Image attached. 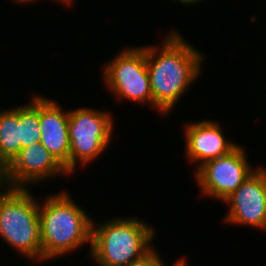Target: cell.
<instances>
[{"mask_svg":"<svg viewBox=\"0 0 266 266\" xmlns=\"http://www.w3.org/2000/svg\"><path fill=\"white\" fill-rule=\"evenodd\" d=\"M171 30L162 45L146 46V63L153 96V109L169 115L202 72L203 53Z\"/></svg>","mask_w":266,"mask_h":266,"instance_id":"6da1fadb","label":"cell"},{"mask_svg":"<svg viewBox=\"0 0 266 266\" xmlns=\"http://www.w3.org/2000/svg\"><path fill=\"white\" fill-rule=\"evenodd\" d=\"M71 197L62 189L39 205L42 262L75 252L85 244L91 248L93 220Z\"/></svg>","mask_w":266,"mask_h":266,"instance_id":"7a4b0ae2","label":"cell"},{"mask_svg":"<svg viewBox=\"0 0 266 266\" xmlns=\"http://www.w3.org/2000/svg\"><path fill=\"white\" fill-rule=\"evenodd\" d=\"M113 219V220H112ZM96 226L92 221L89 255L98 266H123L147 255L156 232L137 217H114Z\"/></svg>","mask_w":266,"mask_h":266,"instance_id":"3957f363","label":"cell"},{"mask_svg":"<svg viewBox=\"0 0 266 266\" xmlns=\"http://www.w3.org/2000/svg\"><path fill=\"white\" fill-rule=\"evenodd\" d=\"M38 203L30 188H16L0 201V238L21 256L42 262Z\"/></svg>","mask_w":266,"mask_h":266,"instance_id":"277c9868","label":"cell"},{"mask_svg":"<svg viewBox=\"0 0 266 266\" xmlns=\"http://www.w3.org/2000/svg\"><path fill=\"white\" fill-rule=\"evenodd\" d=\"M114 120L111 112L105 110H69L70 176L77 172V165H87L107 150L113 139Z\"/></svg>","mask_w":266,"mask_h":266,"instance_id":"5b68a950","label":"cell"},{"mask_svg":"<svg viewBox=\"0 0 266 266\" xmlns=\"http://www.w3.org/2000/svg\"><path fill=\"white\" fill-rule=\"evenodd\" d=\"M105 86L119 100L150 104L153 96L146 63V46L123 48L103 66Z\"/></svg>","mask_w":266,"mask_h":266,"instance_id":"8992f818","label":"cell"},{"mask_svg":"<svg viewBox=\"0 0 266 266\" xmlns=\"http://www.w3.org/2000/svg\"><path fill=\"white\" fill-rule=\"evenodd\" d=\"M250 164L240 144L229 154L204 162L194 173L200 193L223 202L257 169Z\"/></svg>","mask_w":266,"mask_h":266,"instance_id":"52a82bcc","label":"cell"},{"mask_svg":"<svg viewBox=\"0 0 266 266\" xmlns=\"http://www.w3.org/2000/svg\"><path fill=\"white\" fill-rule=\"evenodd\" d=\"M222 203L228 205L224 222L266 231V168L260 166Z\"/></svg>","mask_w":266,"mask_h":266,"instance_id":"ba28073f","label":"cell"},{"mask_svg":"<svg viewBox=\"0 0 266 266\" xmlns=\"http://www.w3.org/2000/svg\"><path fill=\"white\" fill-rule=\"evenodd\" d=\"M185 154L197 168L204 162L229 154L239 144L228 140L214 120L188 121L184 125Z\"/></svg>","mask_w":266,"mask_h":266,"instance_id":"9c48e42d","label":"cell"},{"mask_svg":"<svg viewBox=\"0 0 266 266\" xmlns=\"http://www.w3.org/2000/svg\"><path fill=\"white\" fill-rule=\"evenodd\" d=\"M9 171L14 186L25 189L48 178L70 175L41 143L22 148L9 164Z\"/></svg>","mask_w":266,"mask_h":266,"instance_id":"30bf717a","label":"cell"},{"mask_svg":"<svg viewBox=\"0 0 266 266\" xmlns=\"http://www.w3.org/2000/svg\"><path fill=\"white\" fill-rule=\"evenodd\" d=\"M39 95L40 143L70 174L69 110Z\"/></svg>","mask_w":266,"mask_h":266,"instance_id":"8fae6325","label":"cell"},{"mask_svg":"<svg viewBox=\"0 0 266 266\" xmlns=\"http://www.w3.org/2000/svg\"><path fill=\"white\" fill-rule=\"evenodd\" d=\"M20 150L19 106L0 109V162L9 165Z\"/></svg>","mask_w":266,"mask_h":266,"instance_id":"7c38bea8","label":"cell"},{"mask_svg":"<svg viewBox=\"0 0 266 266\" xmlns=\"http://www.w3.org/2000/svg\"><path fill=\"white\" fill-rule=\"evenodd\" d=\"M39 94L32 95L28 103L19 105V140L21 149L40 143Z\"/></svg>","mask_w":266,"mask_h":266,"instance_id":"4fadbf2b","label":"cell"},{"mask_svg":"<svg viewBox=\"0 0 266 266\" xmlns=\"http://www.w3.org/2000/svg\"><path fill=\"white\" fill-rule=\"evenodd\" d=\"M15 189L16 187L14 186L11 180L9 165L1 163L0 164V201L6 199Z\"/></svg>","mask_w":266,"mask_h":266,"instance_id":"5bb4252c","label":"cell"},{"mask_svg":"<svg viewBox=\"0 0 266 266\" xmlns=\"http://www.w3.org/2000/svg\"><path fill=\"white\" fill-rule=\"evenodd\" d=\"M156 251V248H153L143 258L123 266H166L163 260H161L162 257L159 255L160 253Z\"/></svg>","mask_w":266,"mask_h":266,"instance_id":"9a60e30c","label":"cell"},{"mask_svg":"<svg viewBox=\"0 0 266 266\" xmlns=\"http://www.w3.org/2000/svg\"><path fill=\"white\" fill-rule=\"evenodd\" d=\"M176 1L181 2L183 5L189 6L192 4H196L197 2L199 3V1L200 2L204 1V0H174V2H176Z\"/></svg>","mask_w":266,"mask_h":266,"instance_id":"2e32d148","label":"cell"},{"mask_svg":"<svg viewBox=\"0 0 266 266\" xmlns=\"http://www.w3.org/2000/svg\"><path fill=\"white\" fill-rule=\"evenodd\" d=\"M173 266H187V262L185 258H179L178 261H176Z\"/></svg>","mask_w":266,"mask_h":266,"instance_id":"e0dca14e","label":"cell"},{"mask_svg":"<svg viewBox=\"0 0 266 266\" xmlns=\"http://www.w3.org/2000/svg\"><path fill=\"white\" fill-rule=\"evenodd\" d=\"M54 1H56V3L58 1V2L63 3L65 5L67 4L66 6L69 7L71 4L74 3L73 1H75V0H54Z\"/></svg>","mask_w":266,"mask_h":266,"instance_id":"ac0fdd59","label":"cell"},{"mask_svg":"<svg viewBox=\"0 0 266 266\" xmlns=\"http://www.w3.org/2000/svg\"><path fill=\"white\" fill-rule=\"evenodd\" d=\"M14 1H17L16 3L25 4V3H31V2L33 3L36 0H14Z\"/></svg>","mask_w":266,"mask_h":266,"instance_id":"d6986e66","label":"cell"}]
</instances>
